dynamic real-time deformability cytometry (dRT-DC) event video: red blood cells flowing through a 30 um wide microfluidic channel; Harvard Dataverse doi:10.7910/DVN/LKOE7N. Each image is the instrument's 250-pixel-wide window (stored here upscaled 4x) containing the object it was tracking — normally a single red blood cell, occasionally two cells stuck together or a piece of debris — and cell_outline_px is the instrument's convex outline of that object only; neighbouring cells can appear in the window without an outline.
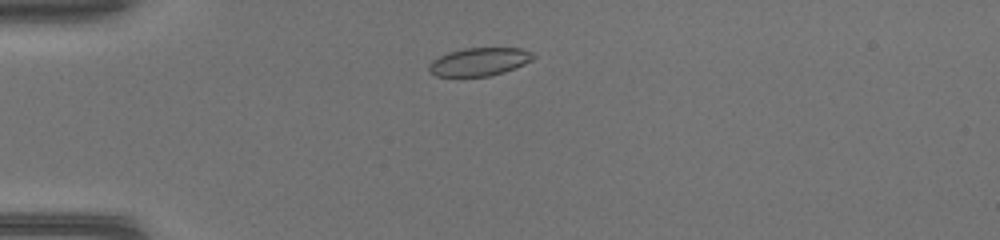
{"species": "common noctule bat (a hibernating species)", "species_latin": "Nyctalus noctula", "temperature_condition": "warm", "stored_images_in_passage": 39, "camera_frame_rate_fps": 3000, "um_per_image_px": 0.085, "animal": {"sex": "female", "body_mass_g": 17.0, "forearm_length_mm": 48.0}, "frame": {"image": 1, "passage_image": 5, "time_ms": 1.333, "image_size_px": [1000, 240], "cell_outline_px": [[536, 56], [532, 60], [524, 64], [504, 72], [488, 76], [436, 76], [428, 72], [428, 64], [432, 60], [448, 52], [464, 48], [520, 48], [532, 52]], "centroid_in_image_um": [40.72, 5.25], "position_along_channel_um": 44.3, "area_um2": 17.11}}
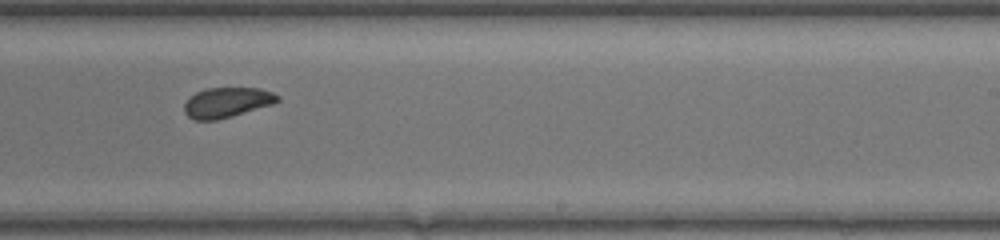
{"frame": {"image": 2, "passage_image": 22, "time_ms": 7.0, "image_size_px": [1000, 240], "cell_outline_px": [[280, 100], [272, 104], [232, 116], [216, 120], [196, 120], [188, 116], [184, 112], [184, 104], [188, 96], [196, 92], [208, 88], [260, 88], [272, 92], [280, 96]], "centroid_in_image_um": [19.27, 8.7], "position_along_channel_um": 269.7, "area_um2": 16.36}}
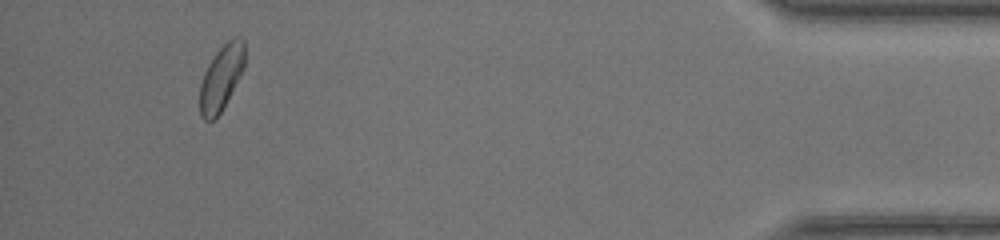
{"frame": {"image": 3, "passage_image": 36, "time_ms": 11.667, "image_size_px": [1000, 240], "cell_outline_px": [[244, 68], [220, 112], [212, 120], [204, 120], [200, 116], [200, 84], [204, 72], [208, 64], [216, 52], [232, 36], [240, 36], [244, 40]], "centroid_in_image_um": [18.8, 6.56], "position_along_channel_um": 416.4, "area_um2": 16.82}}